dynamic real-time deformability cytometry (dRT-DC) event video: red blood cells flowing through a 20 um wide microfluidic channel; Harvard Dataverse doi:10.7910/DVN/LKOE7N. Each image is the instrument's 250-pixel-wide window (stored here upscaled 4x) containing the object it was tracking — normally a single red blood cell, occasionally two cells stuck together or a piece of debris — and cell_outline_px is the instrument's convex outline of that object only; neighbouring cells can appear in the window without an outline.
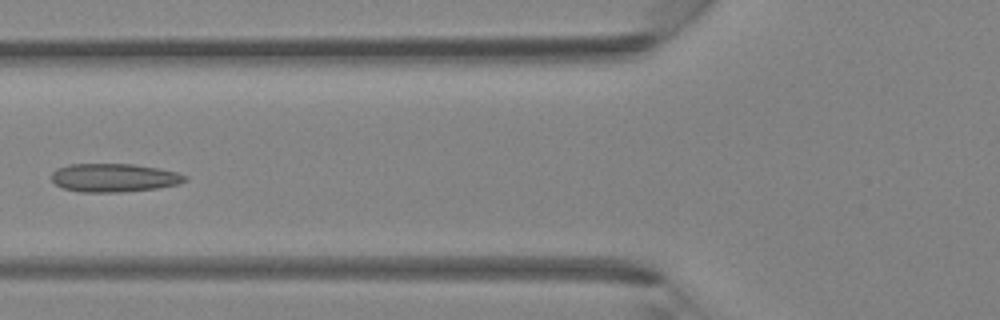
{"species": "Egyptian fruit bat (a non-hibernating species)", "species_latin": "Rousettus aegyptiacus", "temperature_condition": "room temperature", "stored_images_in_passage": 35, "camera_frame_rate_fps": 3000, "um_per_image_px": 0.085, "animal": {"sex": "female"}, "frame": {"image": 1, "passage_image": 11, "time_ms": 3.333, "image_size_px": [1000, 320], "cell_outline_px": [[188, 180], [176, 184], [156, 188], [120, 192], [80, 192], [64, 188], [56, 184], [52, 180], [52, 172], [56, 168], [68, 164], [132, 164], [160, 168], [176, 172], [188, 176]], "centroid_in_image_um": [9.68, 15.1], "position_along_channel_um": 116.1, "area_um2": 22.08}}
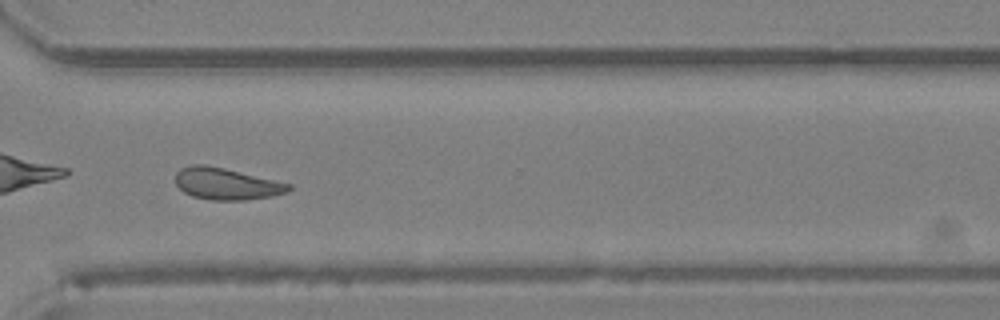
{"frame": {"image": 2, "passage_image": 25, "time_ms": 8.0, "image_size_px": [1000, 320], "cell_outline_px": [[292, 188], [288, 192], [272, 196], [244, 200], [208, 200], [192, 196], [184, 192], [176, 184], [176, 172], [180, 168], [192, 164], [204, 164], [224, 168], [292, 184]], "centroid_in_image_um": [19.24, 15.62], "position_along_channel_um": 351.4, "area_um2": 20.98}}
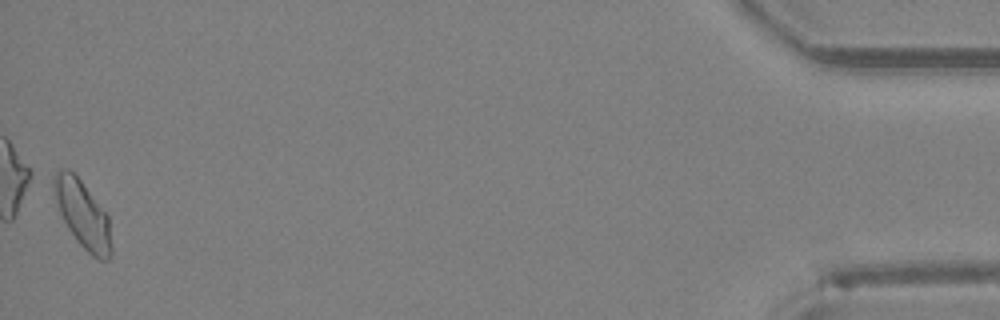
{"frame": {"image": 3, "passage_image": 35, "time_ms": 11.333, "image_size_px": [1000, 320], "cell_outline_px": [[112, 252], [108, 260], [100, 260], [92, 256], [76, 240], [68, 228], [56, 204], [52, 188], [52, 180], [56, 172], [60, 168], [68, 168], [80, 180], [108, 216], [112, 248]], "centroid_in_image_um": [7.01, 18.22], "position_along_channel_um": 428.2, "area_um2": 22.37}}